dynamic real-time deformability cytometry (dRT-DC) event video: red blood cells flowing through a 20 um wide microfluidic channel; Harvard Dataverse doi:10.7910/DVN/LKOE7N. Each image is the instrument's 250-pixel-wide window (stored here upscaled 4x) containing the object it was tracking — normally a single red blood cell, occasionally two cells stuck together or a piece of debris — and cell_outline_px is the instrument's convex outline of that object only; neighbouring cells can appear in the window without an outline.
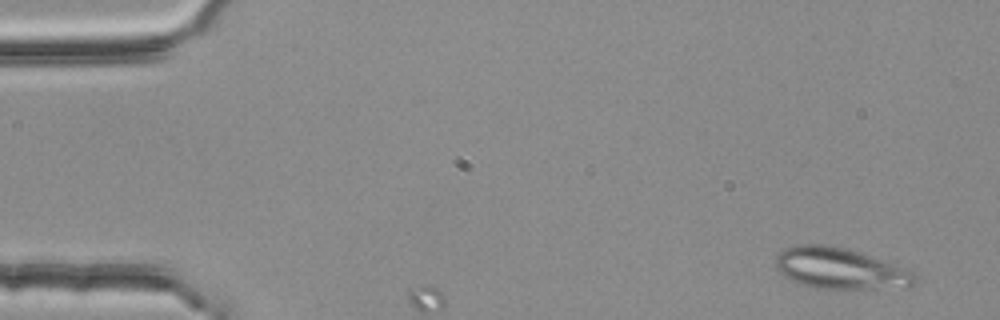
{"species": "common noctule bat (a hibernating species)", "species_latin": "Nyctalus noctula", "temperature_condition": "room temperature", "stored_images_in_passage": 8, "segment_of_instrument_passage": [1, 2], "camera_frame_rate_fps": 3000, "um_per_image_px": 0.085, "animal": {"sex": "female", "body_mass_g": 25.1}, "frame": {"image": 1, "passage_image": 1, "time_ms": 0.0, "image_size_px": [1000, 320], "cell_outline_px": [[916, 284], [908, 288], [816, 288], [796, 284], [784, 276], [776, 268], [776, 256], [784, 248], [804, 244], [828, 244], [844, 248], [884, 260], [912, 272], [916, 276]], "centroid_in_image_um": [71.39, 22.83], "position_along_channel_um": 13.6, "area_um2": 33.29}}